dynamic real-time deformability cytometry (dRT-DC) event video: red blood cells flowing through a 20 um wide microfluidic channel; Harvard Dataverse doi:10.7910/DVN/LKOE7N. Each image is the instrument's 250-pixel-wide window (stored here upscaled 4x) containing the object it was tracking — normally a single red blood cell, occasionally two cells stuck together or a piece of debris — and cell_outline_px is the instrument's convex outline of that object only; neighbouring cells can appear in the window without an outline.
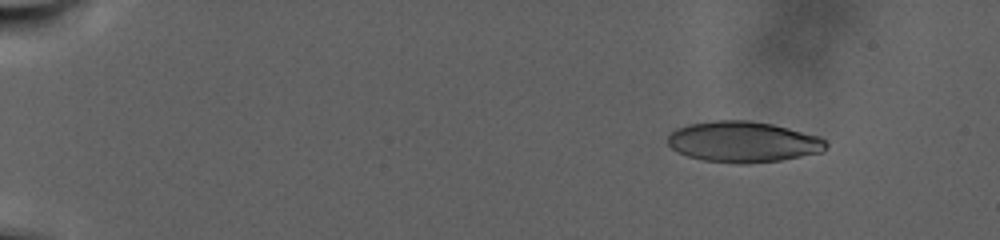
{"species": "human", "species_latin": "Homo sapiens", "temperature_condition": "warm", "stored_images_in_passage": 97, "camera_frame_rate_fps": 3000, "um_per_image_px": 0.085, "donor": {"sex": "male"}, "frame": {"image": 1, "passage_image": 13, "time_ms": 4.0, "image_size_px": [1000, 240], "cell_outline_px": [[828, 144], [820, 152], [780, 160], [744, 164], [740, 164], [704, 160], [688, 156], [672, 148], [668, 144], [668, 136], [676, 128], [688, 124], [712, 120], [752, 120], [772, 124], [820, 136]], "centroid_in_image_um": [63.15, 12.04], "position_along_channel_um": 21.9, "area_um2": 37.51}}
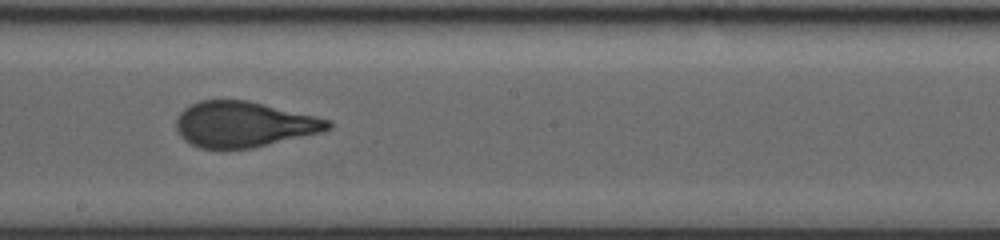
{"frame": {"image": 2, "passage_image": 59, "time_ms": 19.333, "image_size_px": [1000, 240], "cell_outline_px": [[332, 128], [320, 132], [252, 148], [200, 148], [184, 140], [180, 136], [176, 128], [176, 120], [180, 112], [184, 108], [200, 100], [248, 100], [316, 116], [332, 120]], "centroid_in_image_um": [20.72, 10.56], "position_along_channel_um": 227.5, "area_um2": 40.17}}
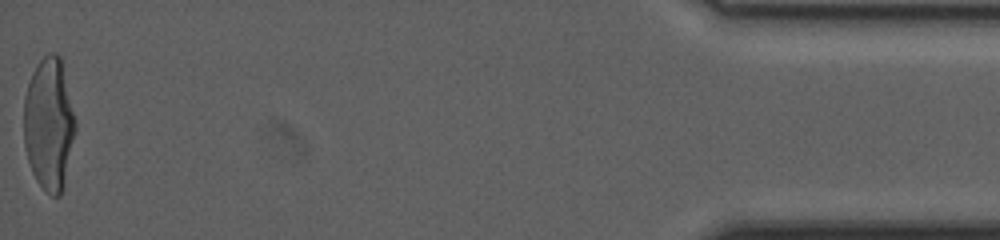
{"frame": {"image": 3, "passage_image": 97, "time_ms": 32.0, "image_size_px": [1000, 240], "cell_outline_px": [[76, 128], [64, 188], [60, 196], [52, 196], [36, 180], [32, 172], [28, 160], [24, 144], [24, 96], [32, 72], [36, 64], [48, 52], [56, 52], [60, 56], [76, 120]], "centroid_in_image_um": [4.17, 10.53], "position_along_channel_um": 431.0, "area_um2": 40.0}, "authors_computed_cell_mechanics": {"area_um2": 39.6508, "velocity_mm_per_s": 2.2433, "shape_relaxation_time_tau1_ms": 10.6679, "shape_relaxation_time_tau2_ms": null, "deformation_change_tau1": 0.2763, "deformation_change_tau2": null}}